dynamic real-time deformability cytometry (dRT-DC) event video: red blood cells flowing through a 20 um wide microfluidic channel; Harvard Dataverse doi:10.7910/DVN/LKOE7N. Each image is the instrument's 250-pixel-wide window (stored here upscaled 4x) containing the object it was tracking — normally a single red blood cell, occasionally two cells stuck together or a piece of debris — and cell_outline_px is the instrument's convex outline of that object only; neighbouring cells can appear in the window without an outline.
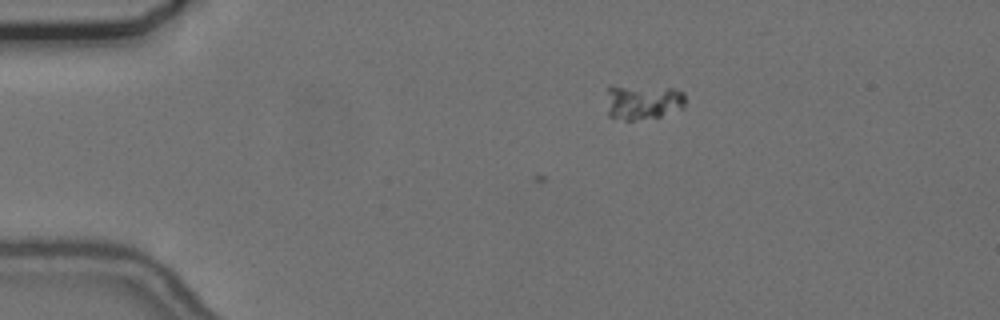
{"species": "common noctule bat (a hibernating species)", "species_latin": "Nyctalus noctula", "temperature_condition": "cold", "stored_images_in_passage": 7, "camera_frame_rate_fps": 3000, "um_per_image_px": 0.085, "animal": {"sex": "female", "body_mass_g": 24.6, "forearm_length_mm": 56.2}, "frame": {"image": 1, "passage_image": 1, "time_ms": 0.0, "image_size_px": [1000, 320], "cell_outline_px": [[684, 108], [660, 116], [632, 120], [624, 120], [608, 116], [608, 88], [672, 88], [684, 92]], "centroid_in_image_um": [54.69, 8.71], "position_along_channel_um": 30.3, "area_um2": 15.37}}